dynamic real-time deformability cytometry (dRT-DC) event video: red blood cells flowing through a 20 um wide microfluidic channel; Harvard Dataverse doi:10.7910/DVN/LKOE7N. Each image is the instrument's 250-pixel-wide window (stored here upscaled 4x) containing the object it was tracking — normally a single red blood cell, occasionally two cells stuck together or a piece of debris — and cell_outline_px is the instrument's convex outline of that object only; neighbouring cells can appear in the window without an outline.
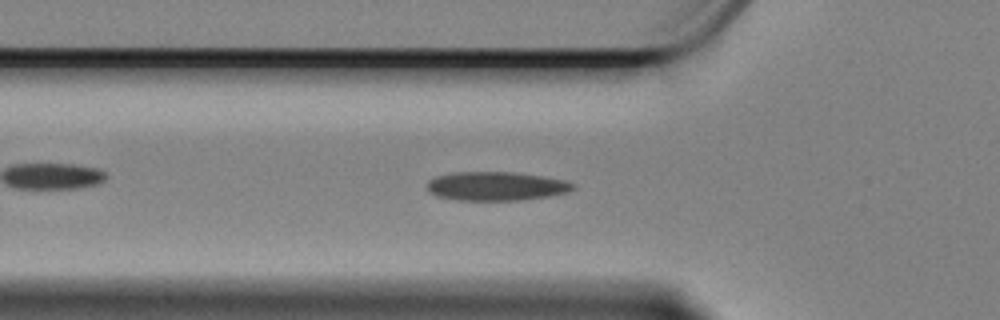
{"species": "Egyptian fruit bat (a non-hibernating species)", "species_latin": "Rousettus aegyptiacus", "temperature_condition": "cold", "stored_images_in_passage": 58, "camera_frame_rate_fps": 3000, "um_per_image_px": 0.085, "animal": {"sex": "female"}, "frame": {"image": 1, "passage_image": 18, "time_ms": 5.667, "image_size_px": [1000, 320], "cell_outline_px": [[576, 188], [568, 192], [548, 196], [524, 200], [456, 200], [436, 196], [428, 192], [428, 180], [436, 176], [452, 172], [512, 172], [544, 176], [564, 180], [576, 184]], "centroid_in_image_um": [42.18, 15.82], "position_along_channel_um": 83.6, "area_um2": 24.74}}
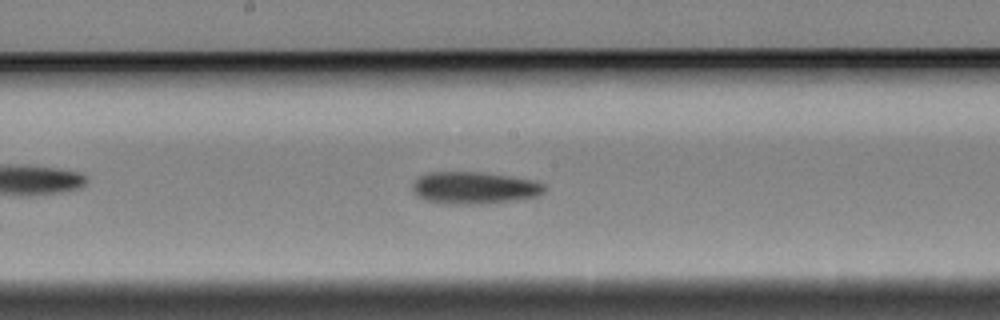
{"frame": {"image": 2, "passage_image": 29, "time_ms": 9.333, "image_size_px": [1000, 320], "cell_outline_px": [[544, 192], [540, 196], [516, 200], [488, 204], [444, 204], [424, 200], [416, 196], [412, 192], [412, 184], [420, 176], [428, 172], [480, 172], [512, 176], [536, 180], [544, 184]], "centroid_in_image_um": [40.32, 15.98], "position_along_channel_um": 207.9, "area_um2": 25.2}}
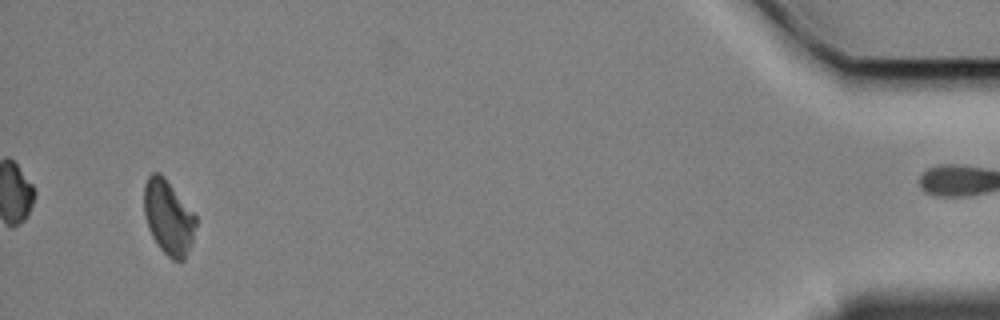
{"frame": {"image": 3, "passage_image": 55, "time_ms": 18.0, "image_size_px": [1000, 320], "cell_outline_px": [[196, 224], [192, 244], [184, 260], [172, 260], [160, 248], [152, 236], [148, 228], [144, 216], [144, 184], [148, 176], [152, 172], [160, 172], [164, 176], [196, 216]], "centroid_in_image_um": [14.3, 18.46], "position_along_channel_um": 420.9, "area_um2": 22.48}, "authors_computed_cell_mechanics": {"area_um2": 23.8136, "velocity_mm_per_s": 3.3613, "shape_relaxation_time_tau1_ms": 8.4554, "shape_relaxation_time_tau2_ms": null, "deformation_change_tau1": 0.1359, "deformation_change_tau2": null}}